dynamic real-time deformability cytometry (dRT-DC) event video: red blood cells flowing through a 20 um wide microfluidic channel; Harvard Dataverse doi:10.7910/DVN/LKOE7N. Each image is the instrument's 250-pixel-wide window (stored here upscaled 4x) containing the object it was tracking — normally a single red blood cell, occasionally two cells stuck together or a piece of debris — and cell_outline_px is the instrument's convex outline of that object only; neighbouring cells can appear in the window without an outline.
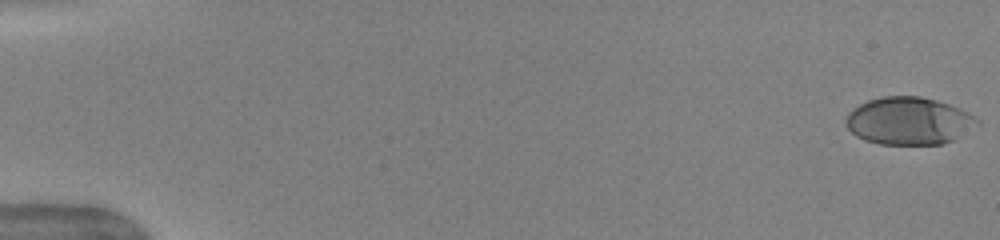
{"species": "human", "species_latin": "Homo sapiens", "temperature_condition": "warm", "stored_images_in_passage": 52, "camera_frame_rate_fps": 3000, "um_per_image_px": 0.085, "donor": {"sex": "female"}, "frame": {"image": 1, "passage_image": 1, "time_ms": 0.0, "image_size_px": [1000, 240], "cell_outline_px": [[980, 124], [952, 140], [940, 144], [880, 144], [864, 140], [856, 136], [844, 124], [844, 120], [848, 112], [860, 104], [868, 100], [884, 96], [920, 96], [936, 100], [960, 108], [968, 112], [980, 120]], "centroid_in_image_um": [77.23, 10.27], "position_along_channel_um": 7.8, "area_um2": 36.41}}
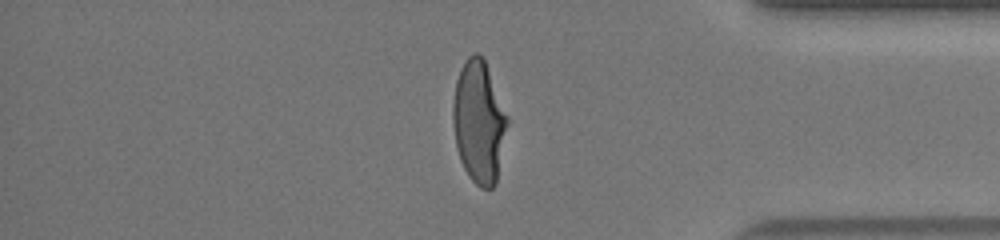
{"frame": {"image": 2, "passage_image": 44, "time_ms": 14.333, "image_size_px": [1000, 240], "cell_outline_px": [[508, 124], [496, 184], [492, 188], [480, 188], [468, 176], [460, 160], [456, 148], [452, 120], [452, 104], [456, 80], [460, 68], [468, 56], [476, 52], [484, 56], [508, 116]], "centroid_in_image_um": [40.7, 10.34], "position_along_channel_um": 394.5, "area_um2": 39.3}}
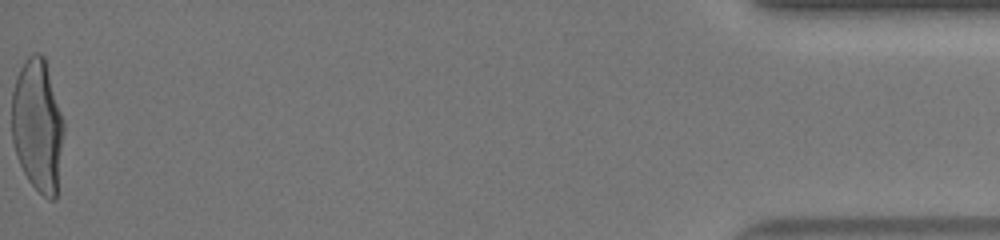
{"frame": {"image": 3, "passage_image": 52, "time_ms": 17.0, "image_size_px": [1000, 240], "cell_outline_px": [[64, 132], [56, 200], [48, 200], [28, 180], [16, 156], [12, 140], [12, 92], [16, 76], [20, 68], [28, 56], [32, 52], [40, 52], [44, 56], [64, 120]], "centroid_in_image_um": [3.2, 10.66], "position_along_channel_um": 432.0, "area_um2": 40.52}, "authors_computed_cell_mechanics": {"area_um2": 38.4948, "velocity_mm_per_s": 3.9978, "shape_relaxation_time_tau1_ms": 4.3293, "shape_relaxation_time_tau2_ms": null, "deformation_change_tau1": 0.2287, "deformation_change_tau2": null}}